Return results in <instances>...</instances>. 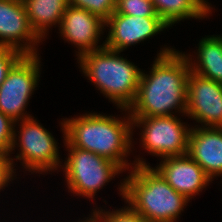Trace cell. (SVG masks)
<instances>
[{
  "mask_svg": "<svg viewBox=\"0 0 222 222\" xmlns=\"http://www.w3.org/2000/svg\"><path fill=\"white\" fill-rule=\"evenodd\" d=\"M164 46L157 52L149 74L142 70L136 99L128 108L130 117L171 116L178 112L186 116L189 63L182 52Z\"/></svg>",
  "mask_w": 222,
  "mask_h": 222,
  "instance_id": "6da1fadb",
  "label": "cell"
},
{
  "mask_svg": "<svg viewBox=\"0 0 222 222\" xmlns=\"http://www.w3.org/2000/svg\"><path fill=\"white\" fill-rule=\"evenodd\" d=\"M119 109L125 111L126 115L119 118L91 111L75 118H63L65 139L73 147L111 160L124 172L134 166L149 165L139 155L132 163L128 162L127 157L130 156L131 149H134L132 118L128 109Z\"/></svg>",
  "mask_w": 222,
  "mask_h": 222,
  "instance_id": "7a4b0ae2",
  "label": "cell"
},
{
  "mask_svg": "<svg viewBox=\"0 0 222 222\" xmlns=\"http://www.w3.org/2000/svg\"><path fill=\"white\" fill-rule=\"evenodd\" d=\"M118 185L119 195L147 222H177L188 200L150 165L134 166Z\"/></svg>",
  "mask_w": 222,
  "mask_h": 222,
  "instance_id": "3957f363",
  "label": "cell"
},
{
  "mask_svg": "<svg viewBox=\"0 0 222 222\" xmlns=\"http://www.w3.org/2000/svg\"><path fill=\"white\" fill-rule=\"evenodd\" d=\"M106 47L82 54L77 59L82 74L94 83L110 102L128 109L135 101L142 70Z\"/></svg>",
  "mask_w": 222,
  "mask_h": 222,
  "instance_id": "277c9868",
  "label": "cell"
},
{
  "mask_svg": "<svg viewBox=\"0 0 222 222\" xmlns=\"http://www.w3.org/2000/svg\"><path fill=\"white\" fill-rule=\"evenodd\" d=\"M61 120L59 124H61L63 142L68 152L61 168L65 172L68 192L73 193V196L86 197L89 201L94 200L96 193L124 170L109 159L73 147L65 139V123L64 119Z\"/></svg>",
  "mask_w": 222,
  "mask_h": 222,
  "instance_id": "5b68a950",
  "label": "cell"
},
{
  "mask_svg": "<svg viewBox=\"0 0 222 222\" xmlns=\"http://www.w3.org/2000/svg\"><path fill=\"white\" fill-rule=\"evenodd\" d=\"M35 117L31 116L14 124V138L11 148H18L19 153L12 158L19 160L25 171L44 174L48 171L55 172L62 167L63 160L60 159V150L54 136L40 124ZM18 125L19 131L16 130ZM62 160V161H60ZM59 169V170H58Z\"/></svg>",
  "mask_w": 222,
  "mask_h": 222,
  "instance_id": "8992f818",
  "label": "cell"
},
{
  "mask_svg": "<svg viewBox=\"0 0 222 222\" xmlns=\"http://www.w3.org/2000/svg\"><path fill=\"white\" fill-rule=\"evenodd\" d=\"M131 118L133 129L140 128L138 140L148 154L161 158L187 154L192 126L181 118L176 115Z\"/></svg>",
  "mask_w": 222,
  "mask_h": 222,
  "instance_id": "52a82bcc",
  "label": "cell"
},
{
  "mask_svg": "<svg viewBox=\"0 0 222 222\" xmlns=\"http://www.w3.org/2000/svg\"><path fill=\"white\" fill-rule=\"evenodd\" d=\"M39 55H24L0 85V111L14 122L32 116L25 110L39 85L42 65Z\"/></svg>",
  "mask_w": 222,
  "mask_h": 222,
  "instance_id": "ba28073f",
  "label": "cell"
},
{
  "mask_svg": "<svg viewBox=\"0 0 222 222\" xmlns=\"http://www.w3.org/2000/svg\"><path fill=\"white\" fill-rule=\"evenodd\" d=\"M185 115L199 123L196 127H219L222 123V84L190 71Z\"/></svg>",
  "mask_w": 222,
  "mask_h": 222,
  "instance_id": "9c48e42d",
  "label": "cell"
},
{
  "mask_svg": "<svg viewBox=\"0 0 222 222\" xmlns=\"http://www.w3.org/2000/svg\"><path fill=\"white\" fill-rule=\"evenodd\" d=\"M105 27H109L105 47L120 52L170 28L160 17L132 16L115 11L105 22Z\"/></svg>",
  "mask_w": 222,
  "mask_h": 222,
  "instance_id": "30bf717a",
  "label": "cell"
},
{
  "mask_svg": "<svg viewBox=\"0 0 222 222\" xmlns=\"http://www.w3.org/2000/svg\"><path fill=\"white\" fill-rule=\"evenodd\" d=\"M40 42L30 26L23 2L0 0V46L14 48L24 55H36Z\"/></svg>",
  "mask_w": 222,
  "mask_h": 222,
  "instance_id": "8fae6325",
  "label": "cell"
},
{
  "mask_svg": "<svg viewBox=\"0 0 222 222\" xmlns=\"http://www.w3.org/2000/svg\"><path fill=\"white\" fill-rule=\"evenodd\" d=\"M58 29L66 42L76 46L77 58L105 47V41L98 45L103 31H106L105 21L83 8L68 5Z\"/></svg>",
  "mask_w": 222,
  "mask_h": 222,
  "instance_id": "7c38bea8",
  "label": "cell"
},
{
  "mask_svg": "<svg viewBox=\"0 0 222 222\" xmlns=\"http://www.w3.org/2000/svg\"><path fill=\"white\" fill-rule=\"evenodd\" d=\"M155 169L178 193L191 200L212 182L211 178L188 154L162 158Z\"/></svg>",
  "mask_w": 222,
  "mask_h": 222,
  "instance_id": "4fadbf2b",
  "label": "cell"
},
{
  "mask_svg": "<svg viewBox=\"0 0 222 222\" xmlns=\"http://www.w3.org/2000/svg\"><path fill=\"white\" fill-rule=\"evenodd\" d=\"M187 154L213 181L222 176V130L219 127L192 125Z\"/></svg>",
  "mask_w": 222,
  "mask_h": 222,
  "instance_id": "5bb4252c",
  "label": "cell"
},
{
  "mask_svg": "<svg viewBox=\"0 0 222 222\" xmlns=\"http://www.w3.org/2000/svg\"><path fill=\"white\" fill-rule=\"evenodd\" d=\"M196 48H198L194 53L197 55L196 60L191 54L183 52L189 63L190 71L222 84V36L202 37Z\"/></svg>",
  "mask_w": 222,
  "mask_h": 222,
  "instance_id": "9a60e30c",
  "label": "cell"
},
{
  "mask_svg": "<svg viewBox=\"0 0 222 222\" xmlns=\"http://www.w3.org/2000/svg\"><path fill=\"white\" fill-rule=\"evenodd\" d=\"M30 26L45 41L44 38L52 26L59 27L68 0H23Z\"/></svg>",
  "mask_w": 222,
  "mask_h": 222,
  "instance_id": "2e32d148",
  "label": "cell"
},
{
  "mask_svg": "<svg viewBox=\"0 0 222 222\" xmlns=\"http://www.w3.org/2000/svg\"><path fill=\"white\" fill-rule=\"evenodd\" d=\"M156 13L169 26L189 19H204L212 14L204 0H153Z\"/></svg>",
  "mask_w": 222,
  "mask_h": 222,
  "instance_id": "e0dca14e",
  "label": "cell"
},
{
  "mask_svg": "<svg viewBox=\"0 0 222 222\" xmlns=\"http://www.w3.org/2000/svg\"><path fill=\"white\" fill-rule=\"evenodd\" d=\"M119 209H102L95 207L89 217L79 222H147L138 212L134 211L128 204Z\"/></svg>",
  "mask_w": 222,
  "mask_h": 222,
  "instance_id": "ac0fdd59",
  "label": "cell"
},
{
  "mask_svg": "<svg viewBox=\"0 0 222 222\" xmlns=\"http://www.w3.org/2000/svg\"><path fill=\"white\" fill-rule=\"evenodd\" d=\"M115 12L132 16L159 17L153 2L144 0H116Z\"/></svg>",
  "mask_w": 222,
  "mask_h": 222,
  "instance_id": "d6986e66",
  "label": "cell"
},
{
  "mask_svg": "<svg viewBox=\"0 0 222 222\" xmlns=\"http://www.w3.org/2000/svg\"><path fill=\"white\" fill-rule=\"evenodd\" d=\"M69 5L83 8L107 21L115 11L116 0H68Z\"/></svg>",
  "mask_w": 222,
  "mask_h": 222,
  "instance_id": "ffe728a7",
  "label": "cell"
},
{
  "mask_svg": "<svg viewBox=\"0 0 222 222\" xmlns=\"http://www.w3.org/2000/svg\"><path fill=\"white\" fill-rule=\"evenodd\" d=\"M24 56L22 52L7 46H0V85L12 67Z\"/></svg>",
  "mask_w": 222,
  "mask_h": 222,
  "instance_id": "44dd1931",
  "label": "cell"
},
{
  "mask_svg": "<svg viewBox=\"0 0 222 222\" xmlns=\"http://www.w3.org/2000/svg\"><path fill=\"white\" fill-rule=\"evenodd\" d=\"M15 122L0 111V153L11 155Z\"/></svg>",
  "mask_w": 222,
  "mask_h": 222,
  "instance_id": "7402d4cb",
  "label": "cell"
},
{
  "mask_svg": "<svg viewBox=\"0 0 222 222\" xmlns=\"http://www.w3.org/2000/svg\"><path fill=\"white\" fill-rule=\"evenodd\" d=\"M9 154L0 153V192L8 187V183L14 180L16 177L12 158ZM15 170V171H14Z\"/></svg>",
  "mask_w": 222,
  "mask_h": 222,
  "instance_id": "603a6c76",
  "label": "cell"
},
{
  "mask_svg": "<svg viewBox=\"0 0 222 222\" xmlns=\"http://www.w3.org/2000/svg\"><path fill=\"white\" fill-rule=\"evenodd\" d=\"M204 1L212 8V5L207 0Z\"/></svg>",
  "mask_w": 222,
  "mask_h": 222,
  "instance_id": "cb8c5ba5",
  "label": "cell"
},
{
  "mask_svg": "<svg viewBox=\"0 0 222 222\" xmlns=\"http://www.w3.org/2000/svg\"><path fill=\"white\" fill-rule=\"evenodd\" d=\"M8 1H18V2H23V0H8Z\"/></svg>",
  "mask_w": 222,
  "mask_h": 222,
  "instance_id": "d4e9b609",
  "label": "cell"
}]
</instances>
